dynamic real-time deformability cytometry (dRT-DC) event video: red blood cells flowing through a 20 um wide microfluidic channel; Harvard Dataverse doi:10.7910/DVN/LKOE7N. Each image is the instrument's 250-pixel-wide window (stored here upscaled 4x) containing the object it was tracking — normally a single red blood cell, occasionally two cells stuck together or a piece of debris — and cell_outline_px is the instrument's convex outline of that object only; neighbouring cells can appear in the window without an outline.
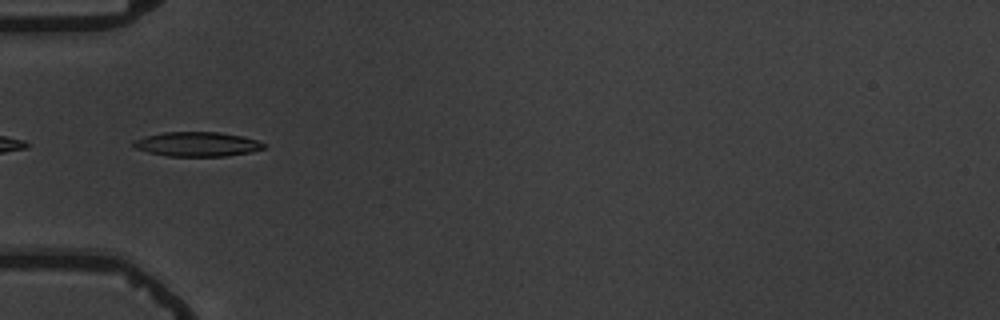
{"species": "common noctule bat (a hibernating species)", "species_latin": "Nyctalus noctula", "temperature_condition": "warm", "stored_images_in_passage": 4, "camera_frame_rate_fps": 3000, "um_per_image_px": 0.085, "animal": {"sex": "male", "body_mass_g": 19.5, "forearm_length_mm": 54.6}, "frame": {"image": 1, "passage_image": 2, "time_ms": 1.333, "image_size_px": [1000, 320], "cell_outline_px": [[268, 144], [264, 148], [252, 152], [228, 156], [168, 156], [148, 152], [136, 148], [132, 144], [132, 140], [144, 136], [164, 132], [220, 132], [244, 136]], "centroid_in_image_um": [16.78, 12.25], "position_along_channel_um": 68.2, "area_um2": 18.79}}
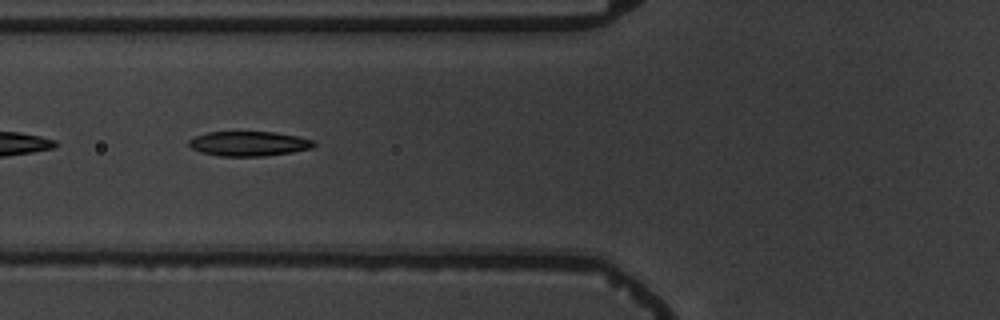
{"frame": {"image": 2, "passage_image": 3, "time_ms": 2.333, "image_size_px": [1000, 320], "cell_outline_px": [[316, 144], [312, 148], [292, 152], [264, 156], [220, 156], [200, 152], [192, 148], [188, 144], [188, 140], [196, 136], [208, 132], [276, 132], [296, 136], [312, 140]], "centroid_in_image_um": [21.14, 12.21], "position_along_channel_um": 104.7, "area_um2": 17.92}}
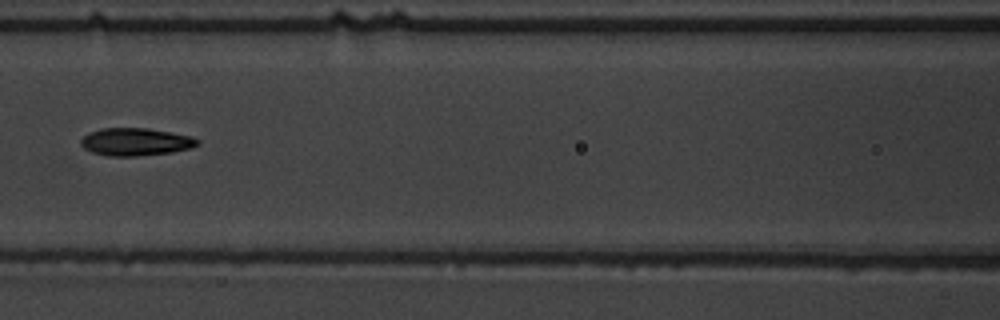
{"frame": {"image": 3, "passage_image": 4, "time_ms": 3.667, "image_size_px": [1000, 320], "cell_outline_px": [[200, 144], [188, 148], [172, 152], [136, 156], [108, 156], [92, 152], [84, 148], [80, 144], [80, 140], [88, 132], [100, 128], [148, 128], [192, 136], [200, 140]], "centroid_in_image_um": [11.51, 12.05], "position_along_channel_um": 155.1, "area_um2": 18.84}}